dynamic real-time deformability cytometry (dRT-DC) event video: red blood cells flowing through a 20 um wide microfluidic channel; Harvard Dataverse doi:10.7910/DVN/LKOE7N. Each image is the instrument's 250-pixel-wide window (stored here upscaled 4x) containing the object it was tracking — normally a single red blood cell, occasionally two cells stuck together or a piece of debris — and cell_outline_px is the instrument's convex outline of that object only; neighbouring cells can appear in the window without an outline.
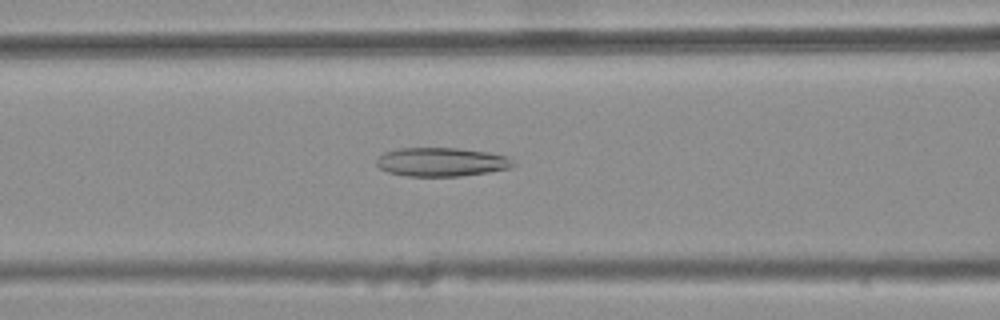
{"species": "common noctule bat (a hibernating species)", "species_latin": "Nyctalus noctula", "temperature_condition": "warm", "stored_images_in_passage": 40, "camera_frame_rate_fps": 3000, "um_per_image_px": 0.085, "animal": {"sex": "female", "body_mass_g": 25.1}, "frame": {"image": 1, "passage_image": 15, "time_ms": 4.667, "image_size_px": [1000, 320], "cell_outline_px": [[516, 164], [508, 168], [488, 172], [460, 176], [408, 176], [388, 172], [380, 168], [376, 164], [376, 160], [384, 152], [400, 148], [460, 148], [488, 152], [508, 156]], "centroid_in_image_um": [37.53, 13.76], "position_along_channel_um": 129.1, "area_um2": 22.89}}
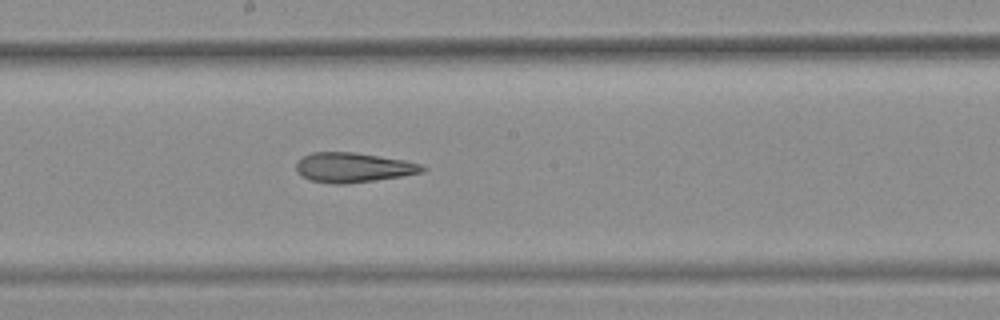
{"frame": {"image": 2, "passage_image": 22, "time_ms": 7.0, "image_size_px": [1000, 320], "cell_outline_px": [[428, 168], [424, 172], [400, 176], [344, 184], [332, 184], [312, 180], [300, 176], [296, 172], [296, 160], [312, 152], [352, 152], [380, 156], [404, 160], [420, 164]], "centroid_in_image_um": [29.98, 14.23], "position_along_channel_um": 218.2, "area_um2": 21.79}}
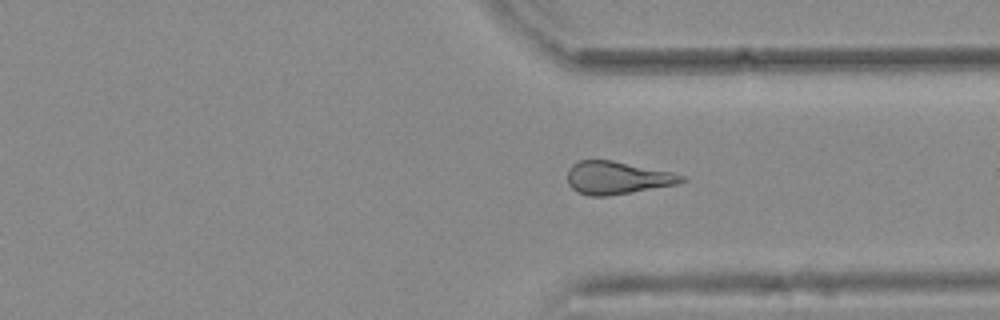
{"frame": {"image": 3, "passage_image": 33, "time_ms": 10.667, "image_size_px": [1000, 320], "cell_outline_px": [[688, 180], [676, 184], [608, 196], [588, 196], [576, 192], [568, 184], [568, 168], [572, 164], [580, 160], [612, 160], [672, 172], [684, 176]], "centroid_in_image_um": [52.43, 15.11], "position_along_channel_um": 359.0, "area_um2": 21.79}, "authors_computed_cell_mechanics": {"area_um2": 22.3108, "velocity_mm_per_s": 3.8337, "shape_relaxation_time_tau1_ms": null, "shape_relaxation_time_tau2_ms": 4.671, "deformation_change_tau1": null, "deformation_change_tau2": 0.1814}}